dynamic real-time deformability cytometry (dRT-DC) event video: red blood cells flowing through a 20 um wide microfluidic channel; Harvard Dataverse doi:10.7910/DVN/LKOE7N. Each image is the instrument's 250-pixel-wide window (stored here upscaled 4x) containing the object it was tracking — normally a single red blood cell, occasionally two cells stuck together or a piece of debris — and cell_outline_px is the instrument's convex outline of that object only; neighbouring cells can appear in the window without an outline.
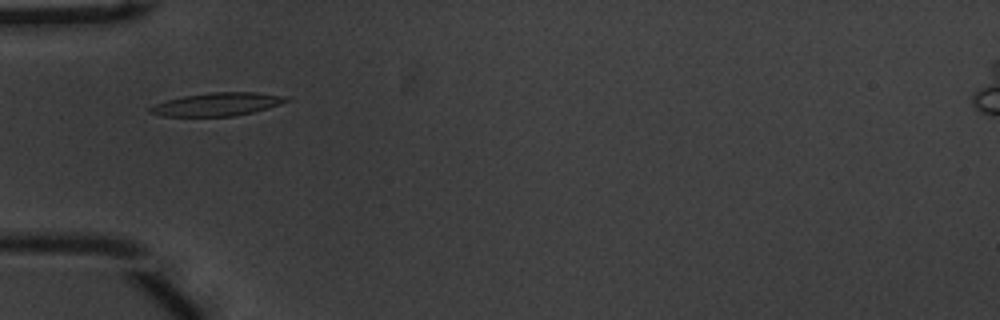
{"species": "common noctule bat (a hibernating species)", "species_latin": "Nyctalus noctula", "temperature_condition": "warm", "stored_images_in_passage": 40, "camera_frame_rate_fps": 3000, "um_per_image_px": 0.085, "animal": {"sex": "male", "body_mass_g": 20.1, "forearm_length_mm": 53.5}, "frame": {"image": 1, "passage_image": 3, "time_ms": 0.667, "image_size_px": [1000, 320], "cell_outline_px": [[288, 100], [280, 104], [268, 108], [236, 116], [164, 116], [148, 112], [148, 108], [156, 104], [168, 100], [184, 96], [208, 92], [256, 92], [288, 96]], "centroid_in_image_um": [18.48, 8.86], "position_along_channel_um": 66.5, "area_um2": 18.26}}
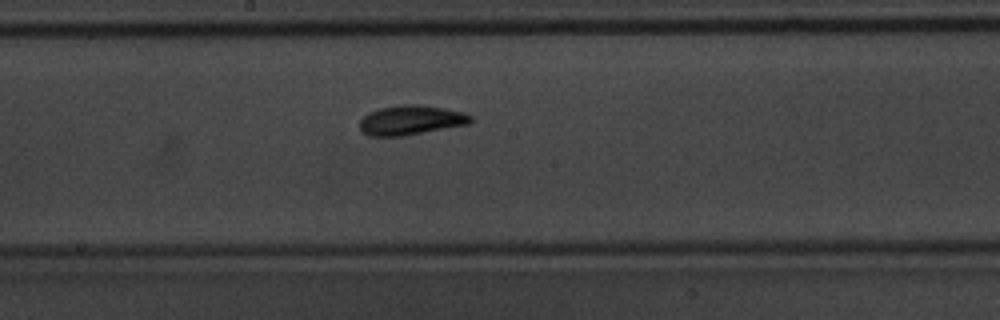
{"frame": {"image": 2, "passage_image": 15, "time_ms": 4.667, "image_size_px": [1000, 320], "cell_outline_px": [[472, 120], [468, 124], [404, 136], [368, 136], [360, 128], [360, 120], [368, 112], [380, 108], [404, 104], [420, 104], [448, 108], [464, 112], [472, 116]], "centroid_in_image_um": [34.94, 10.2], "position_along_channel_um": 213.3, "area_um2": 19.25}}
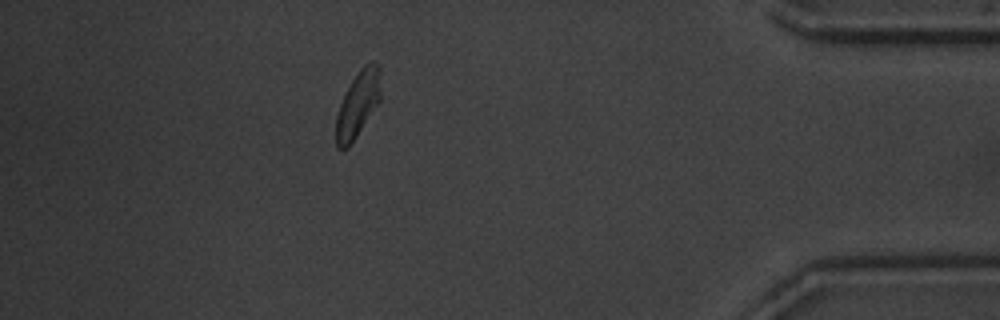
{"frame": {"image": 3, "passage_image": 34, "time_ms": 11.0, "image_size_px": [1000, 320], "cell_outline_px": [[380, 100], [348, 148], [336, 148], [336, 116], [340, 104], [352, 80], [360, 68], [364, 64], [372, 60], [380, 64]], "centroid_in_image_um": [30.43, 8.81], "position_along_channel_um": 404.8, "area_um2": 16.99}, "authors_computed_cell_mechanics": {"area_um2": 17.6001, "velocity_mm_per_s": 3.6836, "shape_relaxation_time_tau1_ms": 3.0757, "shape_relaxation_time_tau2_ms": 4.0122, "deformation_change_tau1": 0.1296, "deformation_change_tau2": 0.0934}}